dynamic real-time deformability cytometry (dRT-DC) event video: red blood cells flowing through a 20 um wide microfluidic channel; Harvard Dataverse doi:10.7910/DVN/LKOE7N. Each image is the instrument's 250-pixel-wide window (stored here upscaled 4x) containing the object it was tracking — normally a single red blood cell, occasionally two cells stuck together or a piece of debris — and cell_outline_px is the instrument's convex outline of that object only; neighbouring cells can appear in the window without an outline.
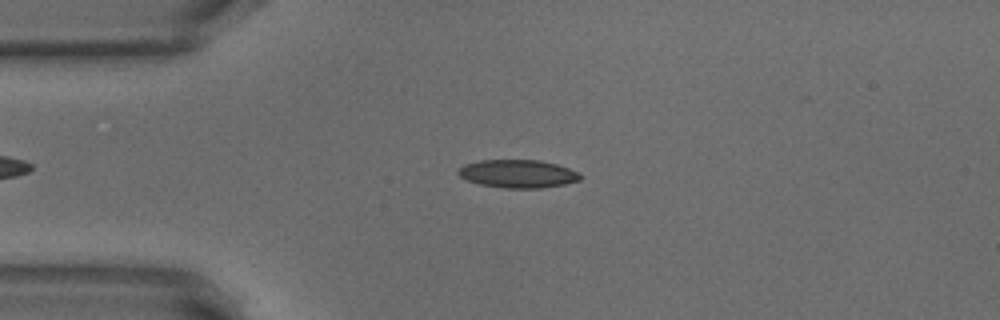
{"species": "common noctule bat (a hibernating species)", "species_latin": "Nyctalus noctula", "temperature_condition": "warm", "stored_images_in_passage": 41, "camera_frame_rate_fps": 3000, "um_per_image_px": 0.085, "animal": {"sex": "male", "body_mass_g": 18.8}, "frame": {"image": 1, "passage_image": 6, "time_ms": 1.667, "image_size_px": [1000, 320], "cell_outline_px": [[580, 180], [564, 184], [540, 188], [504, 188], [480, 184], [468, 180], [460, 176], [456, 172], [464, 164], [480, 160], [540, 160], [556, 164], [580, 172]], "centroid_in_image_um": [44.02, 14.76], "position_along_channel_um": 41.0, "area_um2": 19.88}}
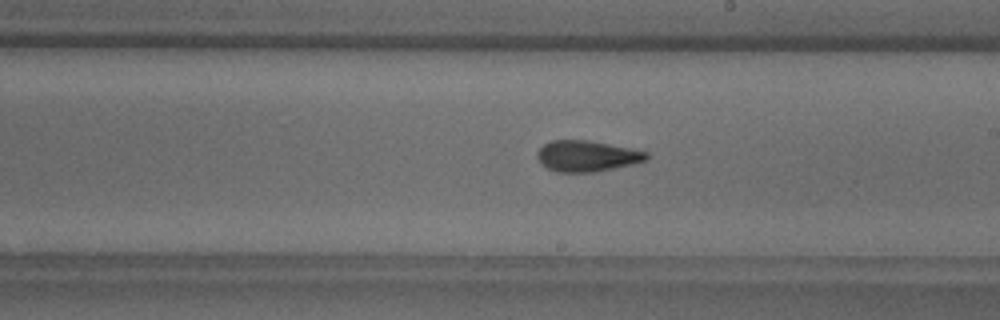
{"frame": {"image": 2, "passage_image": 23, "time_ms": 7.333, "image_size_px": [1000, 320], "cell_outline_px": [[648, 160], [632, 164], [592, 172], [556, 172], [540, 164], [536, 156], [536, 152], [544, 144], [552, 140], [588, 140], [632, 148], [648, 152]], "centroid_in_image_um": [49.87, 13.26], "position_along_channel_um": 239.1, "area_um2": 19.77}}
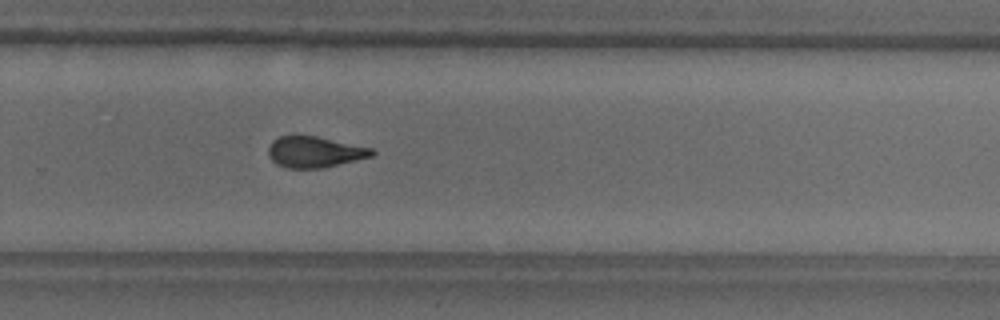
{"frame": {"image": 3, "passage_image": 28, "time_ms": 9.0, "image_size_px": [1000, 320], "cell_outline_px": [[376, 152], [372, 156], [356, 160], [320, 168], [288, 168], [276, 164], [268, 156], [268, 148], [272, 140], [280, 136], [316, 136], [372, 148]], "centroid_in_image_um": [26.72, 12.92], "position_along_channel_um": 303.1, "area_um2": 18.55}, "authors_computed_cell_mechanics": {"area_um2": 19.363, "velocity_mm_per_s": 3.853, "shape_relaxation_time_tau1_ms": 8.0655, "shape_relaxation_time_tau2_ms": 2.2907, "deformation_change_tau1": 0.2304, "deformation_change_tau2": 0.1131}}